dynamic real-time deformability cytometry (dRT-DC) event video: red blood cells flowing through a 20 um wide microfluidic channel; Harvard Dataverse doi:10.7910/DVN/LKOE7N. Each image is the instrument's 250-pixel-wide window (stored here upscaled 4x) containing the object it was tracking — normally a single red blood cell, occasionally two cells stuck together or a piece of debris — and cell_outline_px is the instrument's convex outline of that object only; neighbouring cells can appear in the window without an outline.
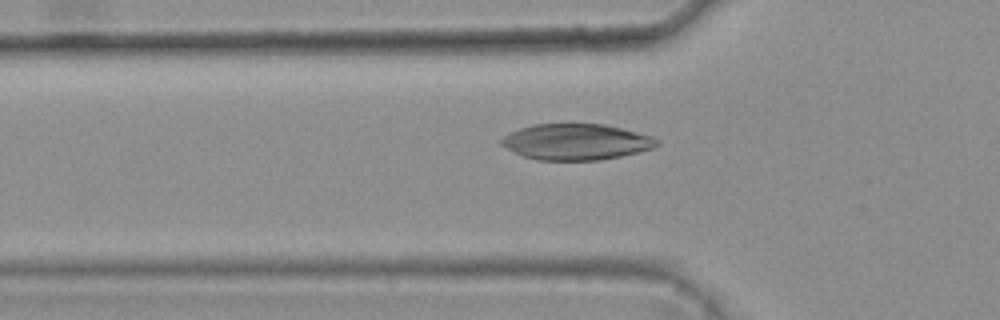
{"species": "common noctule bat (a hibernating species)", "species_latin": "Nyctalus noctula", "temperature_condition": "warm", "stored_images_in_passage": 42, "camera_frame_rate_fps": 3000, "um_per_image_px": 0.085, "animal": {"sex": "female", "body_mass_g": 25.1}, "frame": {"image": 1, "passage_image": 13, "time_ms": 4.0, "image_size_px": [1000, 320], "cell_outline_px": [[660, 144], [652, 148], [620, 156], [600, 160], [536, 160], [524, 156], [500, 144], [500, 140], [508, 132], [532, 124], [604, 124], [652, 136], [660, 140]], "centroid_in_image_um": [48.96, 12.05], "position_along_channel_um": 76.8, "area_um2": 32.48}}
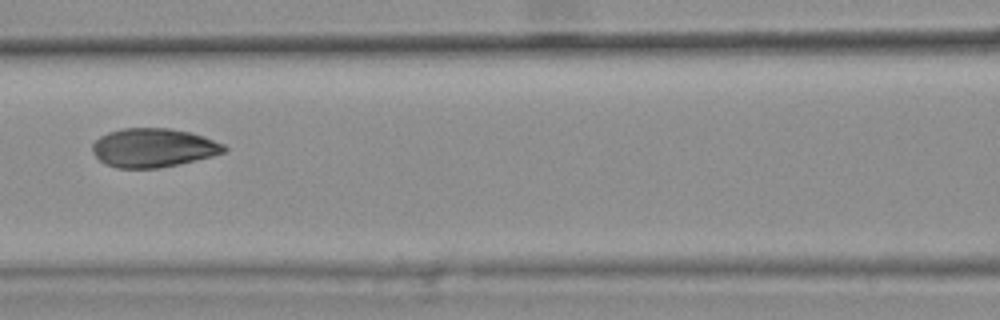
{"frame": {"image": 2, "passage_image": 19, "time_ms": 6.0, "image_size_px": [1000, 320], "cell_outline_px": [[228, 148], [224, 152], [212, 156], [180, 164], [156, 168], [116, 168], [104, 164], [92, 152], [92, 144], [100, 136], [108, 132], [124, 128], [168, 128], [192, 132], [204, 136], [224, 144]], "centroid_in_image_um": [13.03, 12.56], "position_along_channel_um": 153.6, "area_um2": 29.94}}
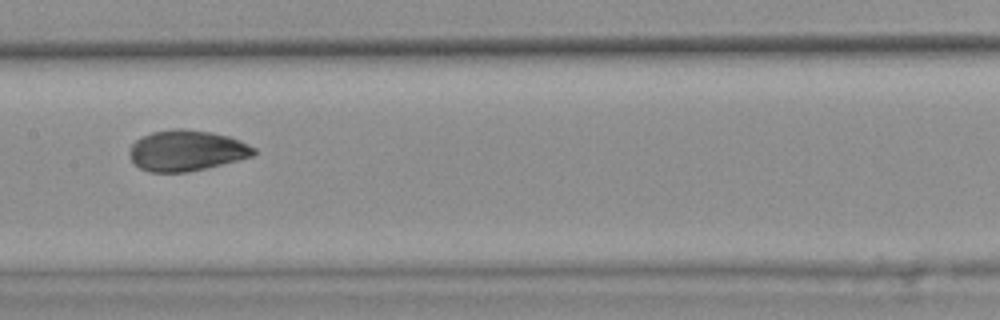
{"frame": {"image": 3, "passage_image": 22, "time_ms": 7.0, "image_size_px": [1000, 320], "cell_outline_px": [[256, 152], [252, 156], [188, 172], [148, 172], [132, 164], [128, 152], [128, 148], [136, 140], [152, 132], [172, 128], [180, 128], [212, 132], [228, 136], [240, 140], [256, 148]], "centroid_in_image_um": [15.8, 12.79], "position_along_channel_um": 191.6, "area_um2": 29.59}}